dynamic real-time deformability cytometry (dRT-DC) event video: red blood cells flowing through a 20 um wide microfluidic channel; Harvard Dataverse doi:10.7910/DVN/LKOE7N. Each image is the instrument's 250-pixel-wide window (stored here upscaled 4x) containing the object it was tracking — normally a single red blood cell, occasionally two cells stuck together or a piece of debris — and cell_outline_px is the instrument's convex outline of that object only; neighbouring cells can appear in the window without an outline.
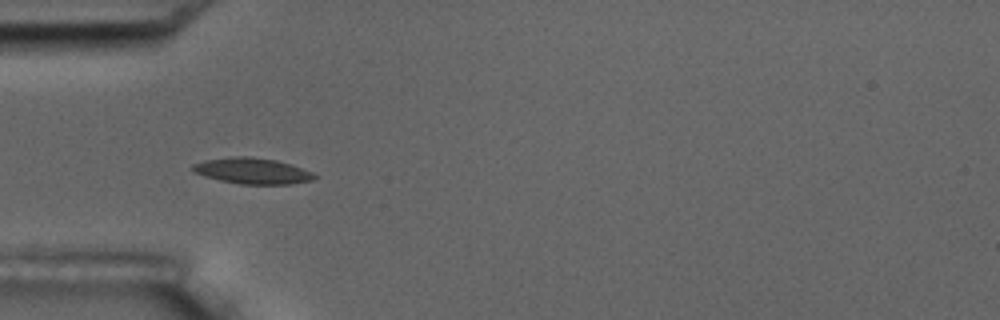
{"species": "common noctule bat (a hibernating species)", "species_latin": "Nyctalus noctula", "temperature_condition": "room temperature", "stored_images_in_passage": 1, "camera_frame_rate_fps": 3000, "um_per_image_px": 0.085, "animal": {"sex": "male", "body_mass_g": 17.5, "forearm_length_mm": 52.3}, "frame": {"image": 1, "passage_image": 1, "time_ms": 0.0, "image_size_px": [1000, 320], "cell_outline_px": [[316, 176], [312, 180], [292, 184], [240, 184], [220, 180], [204, 176], [192, 172], [192, 164], [204, 160], [232, 156], [248, 156], [276, 160], [312, 172]], "centroid_in_image_um": [21.39, 14.52], "position_along_channel_um": 63.6, "area_um2": 18.32}}